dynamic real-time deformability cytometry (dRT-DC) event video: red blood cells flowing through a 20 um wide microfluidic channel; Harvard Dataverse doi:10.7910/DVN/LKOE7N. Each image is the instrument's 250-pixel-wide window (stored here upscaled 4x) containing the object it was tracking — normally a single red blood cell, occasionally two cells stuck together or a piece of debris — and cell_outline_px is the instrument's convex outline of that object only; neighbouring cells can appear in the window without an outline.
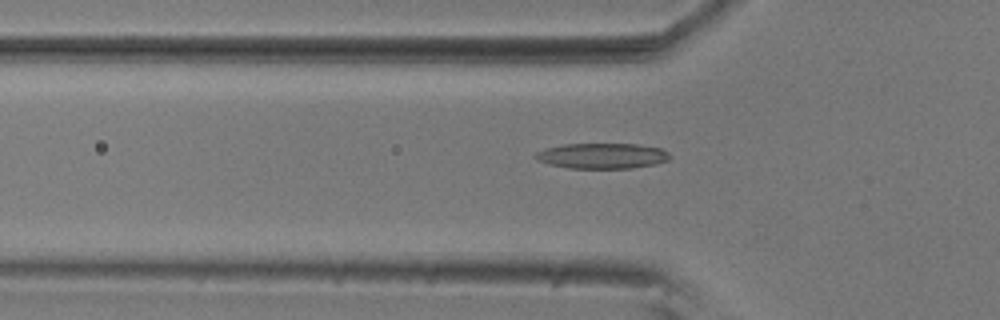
{"species": "common noctule bat (a hibernating species)", "species_latin": "Nyctalus noctula", "temperature_condition": "room temperature", "stored_images_in_passage": 46, "camera_frame_rate_fps": 3000, "um_per_image_px": 0.085, "animal": {"sex": "male", "body_mass_g": 20.5, "forearm_length_mm": 52.5}, "frame": {"image": 1, "passage_image": 9, "time_ms": 2.667, "image_size_px": [1000, 320], "cell_outline_px": [[672, 156], [668, 160], [656, 164], [632, 168], [568, 168], [548, 164], [536, 160], [532, 156], [536, 152], [544, 148], [564, 144], [636, 144], [660, 148], [668, 152]], "centroid_in_image_um": [51.15, 13.25], "position_along_channel_um": 74.7, "area_um2": 20.11}}
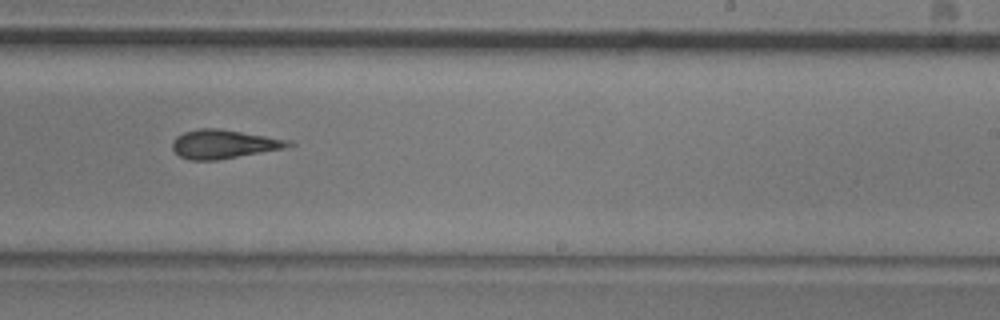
{"frame": {"image": 2, "passage_image": 25, "time_ms": 8.0, "image_size_px": [1000, 320], "cell_outline_px": [[296, 144], [284, 148], [216, 160], [188, 160], [180, 156], [172, 148], [172, 140], [176, 136], [184, 132], [200, 128], [220, 128], [292, 140]], "centroid_in_image_um": [19.02, 12.23], "position_along_channel_um": 270.0, "area_um2": 19.54}}
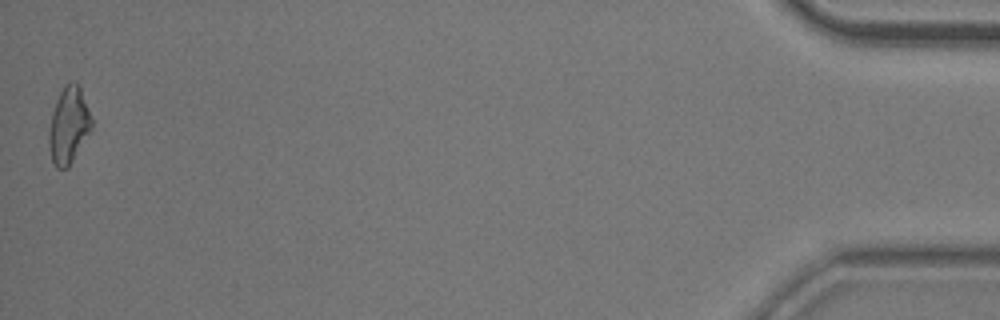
{"frame": {"image": 3, "passage_image": 46, "time_ms": 15.0, "image_size_px": [1000, 320], "cell_outline_px": [[92, 128], [68, 168], [56, 168], [52, 160], [48, 144], [48, 132], [52, 112], [56, 100], [64, 84], [72, 80], [76, 80], [80, 88], [92, 120]], "centroid_in_image_um": [5.82, 10.64], "position_along_channel_um": 429.4, "area_um2": 18.96}, "authors_computed_cell_mechanics": {"area_um2": 19.3052, "velocity_mm_per_s": 3.6427, "shape_relaxation_time_tau1_ms": 3.7435, "shape_relaxation_time_tau2_ms": 6.2772, "deformation_change_tau1": 0.0995, "deformation_change_tau2": 0.2113}}